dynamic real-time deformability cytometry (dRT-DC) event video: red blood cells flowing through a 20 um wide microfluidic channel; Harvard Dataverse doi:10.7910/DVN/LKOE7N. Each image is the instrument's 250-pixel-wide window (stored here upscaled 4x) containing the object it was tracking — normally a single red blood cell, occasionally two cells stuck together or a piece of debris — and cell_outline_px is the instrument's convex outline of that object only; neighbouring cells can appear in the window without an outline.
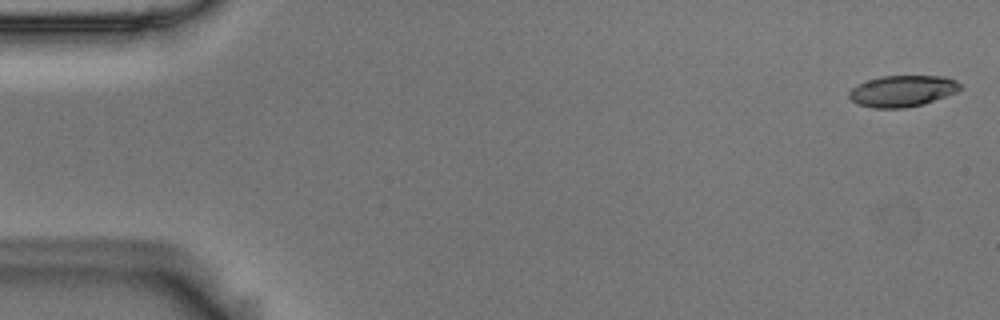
{"species": "Egyptian fruit bat (a non-hibernating species)", "species_latin": "Rousettus aegyptiacus", "temperature_condition": "room temperature", "stored_images_in_passage": 5, "camera_frame_rate_fps": 3000, "um_per_image_px": 0.085, "animal": {"sex": "male"}, "frame": {"image": 1, "passage_image": 1, "time_ms": 0.0, "image_size_px": [1000, 320], "cell_outline_px": [[964, 88], [956, 92], [924, 104], [904, 108], [872, 108], [856, 104], [848, 96], [848, 92], [856, 84], [880, 76], [948, 76], [956, 80]], "centroid_in_image_um": [76.7, 7.73], "position_along_channel_um": 8.3, "area_um2": 20.52}}
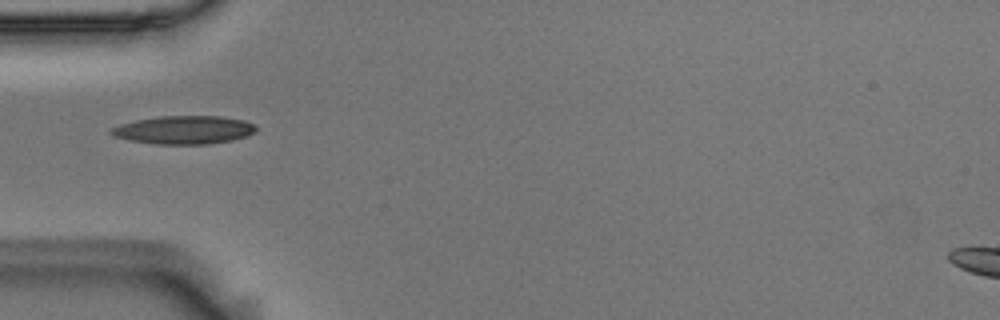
{"frame": {"image": 2, "passage_image": 5, "time_ms": 1.333, "image_size_px": [1000, 320], "cell_outline_px": [[256, 132], [248, 136], [232, 140], [208, 144], [156, 144], [132, 140], [116, 136], [108, 132], [112, 128], [120, 124], [136, 120], [160, 116], [220, 116], [244, 120], [256, 124]], "centroid_in_image_um": [15.7, 11.03], "position_along_channel_um": 69.3, "area_um2": 23.81}}